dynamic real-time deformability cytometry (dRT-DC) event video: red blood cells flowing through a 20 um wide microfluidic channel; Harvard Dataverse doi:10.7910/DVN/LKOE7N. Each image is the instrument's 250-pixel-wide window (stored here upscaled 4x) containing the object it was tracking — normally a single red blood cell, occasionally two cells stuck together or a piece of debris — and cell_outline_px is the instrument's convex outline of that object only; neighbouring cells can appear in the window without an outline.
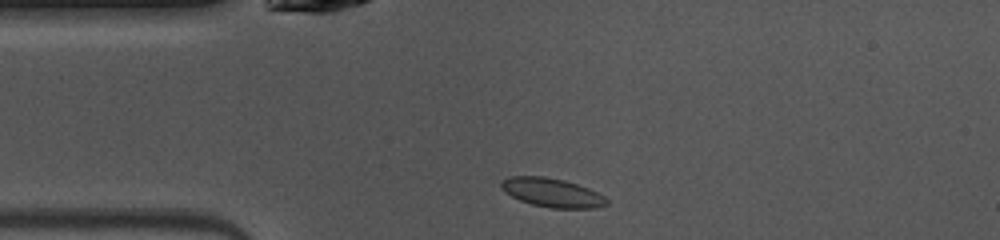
{"species": "common noctule bat (a hibernating species)", "species_latin": "Nyctalus noctula", "temperature_condition": "warm", "stored_images_in_passage": 40, "camera_frame_rate_fps": 3000, "um_per_image_px": 0.085, "animal": {"sex": "female", "body_mass_g": 10.0, "forearm_length_mm": 53.1}, "frame": {"image": 1, "passage_image": 2, "time_ms": 0.333, "image_size_px": [1000, 240], "cell_outline_px": [[608, 204], [596, 208], [552, 208], [532, 204], [520, 200], [504, 192], [500, 188], [500, 184], [508, 176], [544, 176], [564, 180], [588, 188], [604, 196], [608, 200]], "centroid_in_image_um": [46.91, 16.37], "position_along_channel_um": 38.1, "area_um2": 17.69}}
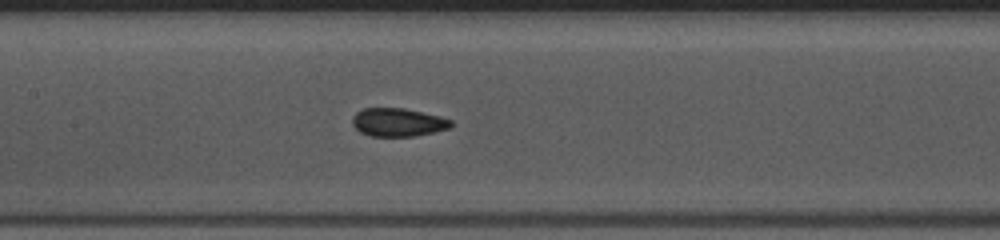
{"frame": {"image": 2, "passage_image": 13, "time_ms": 4.0, "image_size_px": [1000, 240], "cell_outline_px": [[452, 124], [448, 128], [416, 136], [372, 136], [360, 132], [352, 124], [352, 116], [356, 112], [364, 108], [404, 108], [440, 116], [452, 120]], "centroid_in_image_um": [33.8, 10.39], "position_along_channel_um": 173.6, "area_um2": 16.18}}
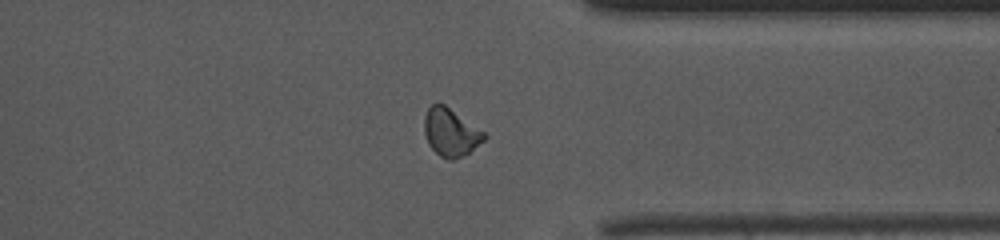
{"frame": {"image": 3, "passage_image": 28, "time_ms": 9.0, "image_size_px": [1000, 240], "cell_outline_px": [[488, 136], [484, 140], [464, 156], [452, 160], [448, 160], [440, 156], [428, 144], [424, 132], [424, 116], [428, 108], [432, 104], [444, 104], [484, 132]], "centroid_in_image_um": [38.29, 11.26], "position_along_channel_um": 373.1, "area_um2": 16.53}, "authors_computed_cell_mechanics": {"area_um2": 16.6175, "velocity_mm_per_s": 4.1053, "shape_relaxation_time_tau1_ms": null, "shape_relaxation_time_tau2_ms": 1.5133, "deformation_change_tau1": null, "deformation_change_tau2": 0.0351}}